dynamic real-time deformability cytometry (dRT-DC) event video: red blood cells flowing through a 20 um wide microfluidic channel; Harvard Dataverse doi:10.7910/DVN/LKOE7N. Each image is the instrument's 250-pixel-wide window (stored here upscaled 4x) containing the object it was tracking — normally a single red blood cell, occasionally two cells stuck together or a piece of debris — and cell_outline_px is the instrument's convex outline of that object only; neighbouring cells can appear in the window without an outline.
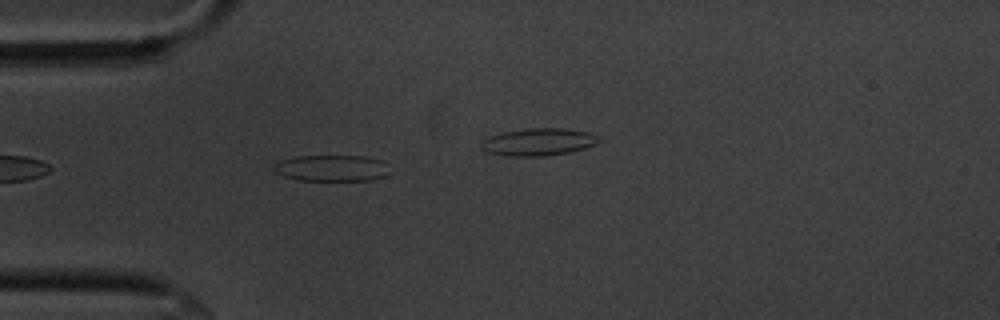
{"species": "common noctule bat (a hibernating species)", "species_latin": "Nyctalus noctula", "temperature_condition": "cold", "stored_images_in_passage": 32, "segment_of_instrument_passage": [1, 2], "camera_frame_rate_fps": 3000, "um_per_image_px": 0.085, "animal": {"sex": "male", "body_mass_g": 20.1, "forearm_length_mm": 53.5}, "frame": {"image": 1, "passage_image": 5, "time_ms": 1.333, "image_size_px": [1000, 320], "cell_outline_px": [[384, 176], [372, 180], [296, 180], [284, 176], [276, 172], [276, 164], [280, 160], [296, 156], [364, 156], [380, 160], [384, 164]], "centroid_in_image_um": [28.13, 14.29], "position_along_channel_um": 56.9, "area_um2": 17.22}}
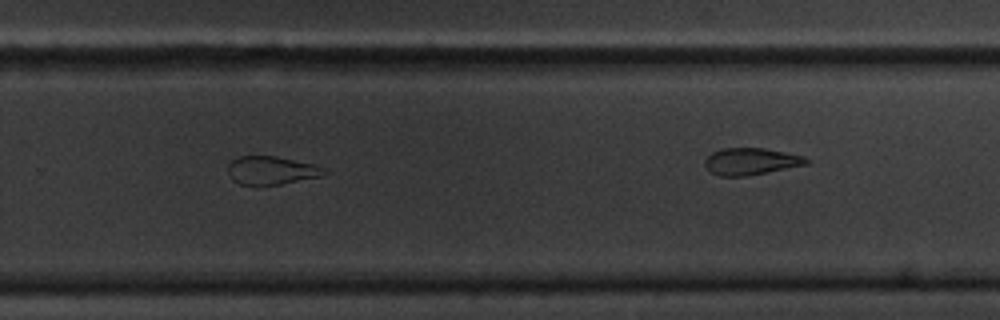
{"frame": {"image": 2, "passage_image": 26, "time_ms": 8.333, "image_size_px": [1000, 320], "cell_outline_px": [[328, 172], [320, 176], [260, 188], [240, 184], [232, 180], [228, 172], [228, 164], [232, 160], [240, 156], [276, 156], [316, 164]], "centroid_in_image_um": [23.02, 14.51], "position_along_channel_um": 306.8, "area_um2": 16.24}}
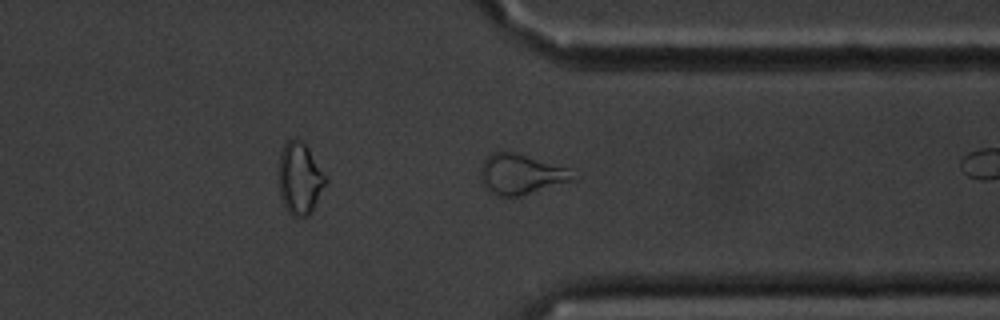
{"frame": {"image": 3, "passage_image": 31, "time_ms": 10.0, "image_size_px": [1000, 320], "cell_outline_px": [[576, 180], [520, 196], [500, 196], [488, 192], [480, 176], [480, 164], [492, 152], [512, 152], [568, 168]], "centroid_in_image_um": [44.24, 14.83], "position_along_channel_um": 367.2, "area_um2": 21.39}}